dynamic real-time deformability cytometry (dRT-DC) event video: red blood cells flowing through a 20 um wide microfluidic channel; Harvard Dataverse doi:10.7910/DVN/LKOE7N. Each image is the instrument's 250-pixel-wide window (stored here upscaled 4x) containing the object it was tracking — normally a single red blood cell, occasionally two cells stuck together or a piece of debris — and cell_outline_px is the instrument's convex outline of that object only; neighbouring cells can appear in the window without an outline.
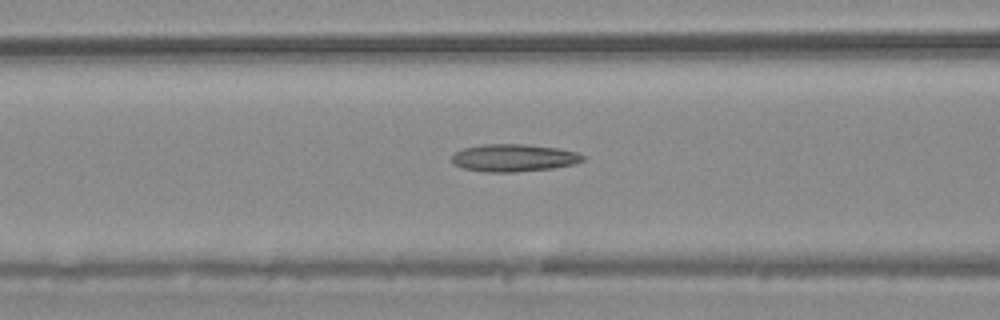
{"species": "common noctule bat (a hibernating species)", "species_latin": "Nyctalus noctula", "temperature_condition": "warm", "stored_images_in_passage": 53, "camera_frame_rate_fps": 3000, "um_per_image_px": 0.085, "animal": {"sex": "male", "body_mass_g": 20.4}, "frame": {"image": 1, "passage_image": 21, "time_ms": 6.667, "image_size_px": [1000, 320], "cell_outline_px": [[584, 160], [572, 164], [552, 168], [516, 172], [484, 172], [464, 168], [456, 164], [452, 160], [452, 152], [464, 148], [484, 144], [528, 144], [560, 148], [576, 152], [584, 156]], "centroid_in_image_um": [43.66, 13.41], "position_along_channel_um": 122.9, "area_um2": 20.98}}
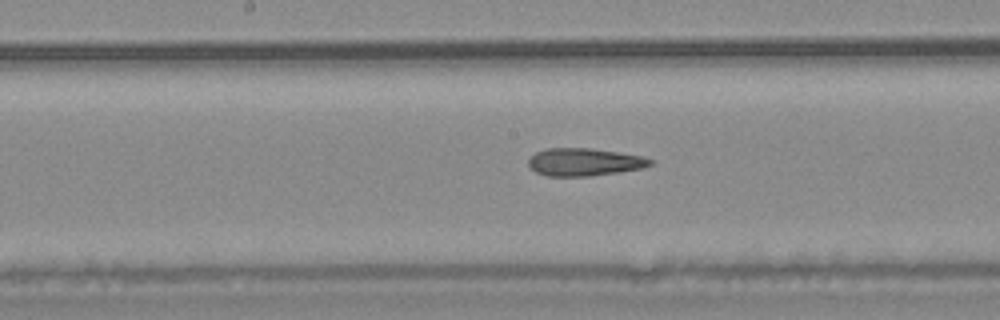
{"frame": {"image": 2, "passage_image": 27, "time_ms": 8.667, "image_size_px": [1000, 320], "cell_outline_px": [[656, 160], [652, 164], [644, 168], [620, 172], [592, 176], [548, 176], [536, 172], [528, 164], [528, 160], [536, 152], [548, 148], [592, 148], [640, 156]], "centroid_in_image_um": [49.7, 13.78], "position_along_channel_um": 198.5, "area_um2": 19.65}}
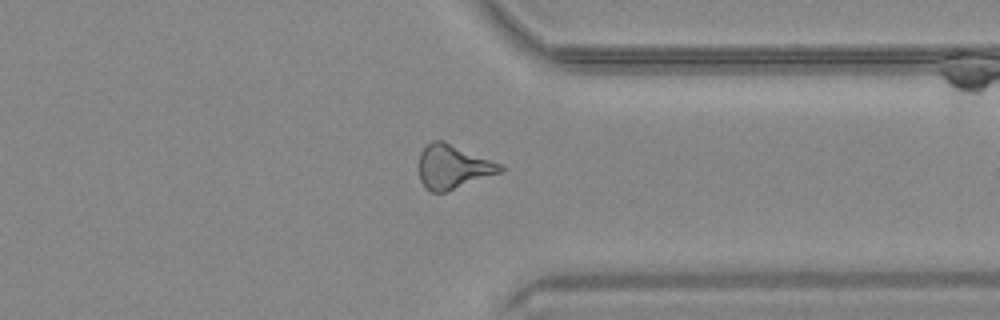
{"frame": {"image": 3, "passage_image": 41, "time_ms": 13.333, "image_size_px": [1000, 320], "cell_outline_px": [[504, 168], [500, 172], [444, 192], [432, 192], [424, 188], [420, 180], [420, 152], [432, 140], [444, 140], [500, 164]], "centroid_in_image_um": [38.46, 14.16], "position_along_channel_um": 372.9, "area_um2": 20.4}, "authors_computed_cell_mechanics": {"area_um2": 20.6924, "velocity_mm_per_s": 3.7756, "shape_relaxation_time_tau1_ms": null, "shape_relaxation_time_tau2_ms": 4.0765, "deformation_change_tau1": null, "deformation_change_tau2": 0.1631}}